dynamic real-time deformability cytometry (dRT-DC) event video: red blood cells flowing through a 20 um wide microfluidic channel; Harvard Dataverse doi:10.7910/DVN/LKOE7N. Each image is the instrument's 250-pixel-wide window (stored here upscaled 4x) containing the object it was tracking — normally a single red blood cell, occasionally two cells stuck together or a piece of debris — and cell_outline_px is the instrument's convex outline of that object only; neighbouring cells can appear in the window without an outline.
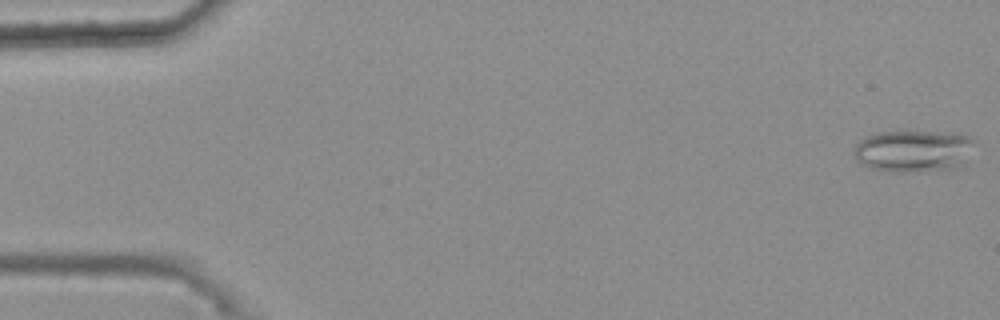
{"species": "common noctule bat (a hibernating species)", "species_latin": "Nyctalus noctula", "temperature_condition": "warm", "stored_images_in_passage": 48, "camera_frame_rate_fps": 3000, "um_per_image_px": 0.085, "animal": {"sex": "female", "body_mass_g": 25.1}, "frame": {"image": 1, "passage_image": 1, "time_ms": 0.0, "image_size_px": [1000, 320], "cell_outline_px": [[976, 140], [964, 164], [960, 168], [908, 172], [888, 172], [868, 168], [856, 160], [852, 152], [856, 144], [860, 140], [876, 132], [960, 132]], "centroid_in_image_um": [77.65, 12.84], "position_along_channel_um": 7.3, "area_um2": 30.06}}
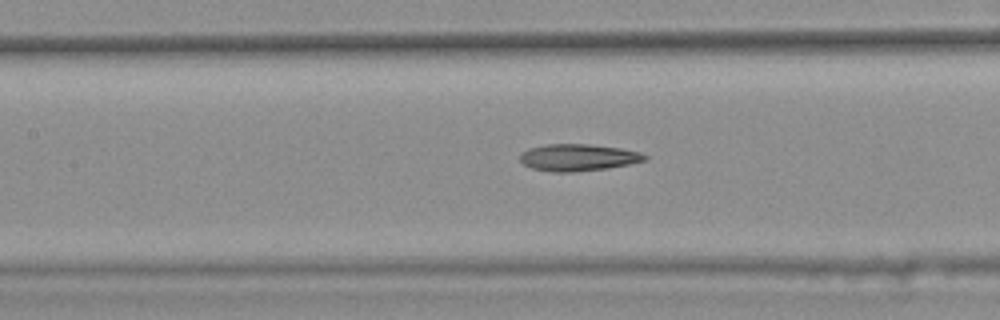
{"frame": {"image": 2, "passage_image": 25, "time_ms": 8.0, "image_size_px": [1000, 320], "cell_outline_px": [[648, 160], [608, 168], [572, 172], [552, 172], [532, 168], [524, 164], [520, 160], [520, 152], [528, 148], [544, 144], [592, 144], [620, 148], [640, 152], [648, 156]], "centroid_in_image_um": [49.13, 13.38], "position_along_channel_um": 158.3, "area_um2": 19.71}}
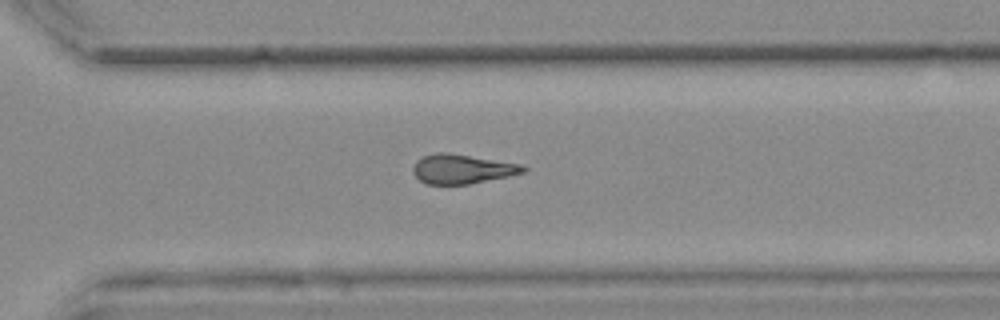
{"frame": {"image": 3, "passage_image": 39, "time_ms": 12.667, "image_size_px": [1000, 320], "cell_outline_px": [[528, 168], [524, 172], [508, 176], [468, 184], [424, 184], [412, 172], [412, 168], [416, 160], [424, 156], [436, 152], [448, 152], [520, 164]], "centroid_in_image_um": [39.24, 14.36], "position_along_channel_um": 331.4, "area_um2": 18.79}, "authors_computed_cell_mechanics": {"area_um2": 19.652, "velocity_mm_per_s": 3.7122, "shape_relaxation_time_tau1_ms": null, "shape_relaxation_time_tau2_ms": 5.3304, "deformation_change_tau1": null, "deformation_change_tau2": 0.177}}